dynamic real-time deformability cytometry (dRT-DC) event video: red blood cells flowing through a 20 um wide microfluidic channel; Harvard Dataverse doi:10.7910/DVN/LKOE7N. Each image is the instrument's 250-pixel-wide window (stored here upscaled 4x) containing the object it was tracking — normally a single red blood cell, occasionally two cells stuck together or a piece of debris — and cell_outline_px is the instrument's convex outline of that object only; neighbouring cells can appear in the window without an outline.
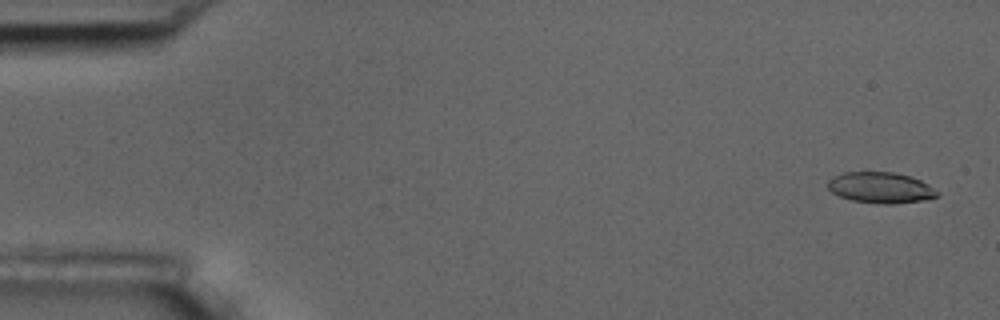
{"species": "common noctule bat (a hibernating species)", "species_latin": "Nyctalus noctula", "temperature_condition": "room temperature", "stored_images_in_passage": 55, "camera_frame_rate_fps": 3000, "um_per_image_px": 0.085, "animal": {"sex": "male", "body_mass_g": 17.5, "forearm_length_mm": 52.3}, "frame": {"image": 1, "passage_image": 1, "time_ms": 0.0, "image_size_px": [1000, 320], "cell_outline_px": [[940, 192], [936, 196], [924, 200], [892, 204], [884, 204], [852, 200], [840, 196], [832, 192], [828, 188], [828, 180], [832, 176], [844, 172], [896, 172], [920, 180], [928, 184]], "centroid_in_image_um": [74.84, 15.94], "position_along_channel_um": 10.2, "area_um2": 19.65}}
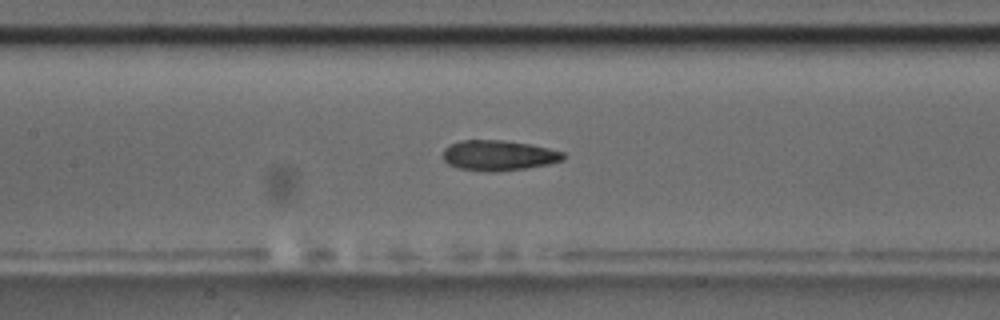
{"frame": {"image": 2, "passage_image": 25, "time_ms": 8.0, "image_size_px": [1000, 320], "cell_outline_px": [[564, 160], [548, 164], [524, 168], [492, 172], [488, 172], [460, 168], [448, 164], [444, 160], [444, 148], [448, 144], [460, 140], [504, 140], [528, 144], [548, 148], [564, 152]], "centroid_in_image_um": [42.36, 13.2], "position_along_channel_um": 165.0, "area_um2": 21.15}}
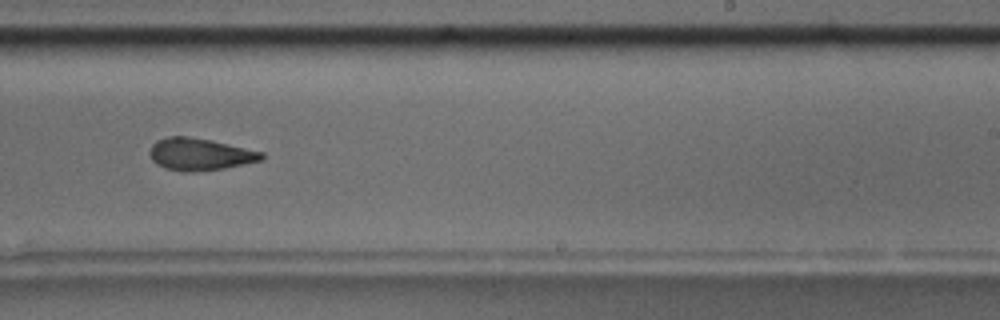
{"frame": {"image": 3, "passage_image": 34, "time_ms": 11.0, "image_size_px": [1000, 320], "cell_outline_px": [[264, 160], [224, 168], [192, 172], [184, 172], [164, 168], [156, 164], [152, 160], [148, 152], [152, 144], [156, 140], [168, 136], [188, 136], [212, 140], [264, 152]], "centroid_in_image_um": [16.97, 13.11], "position_along_channel_um": 272.0, "area_um2": 21.21}, "authors_computed_cell_mechanics": {"area_um2": 21.1548, "velocity_mm_per_s": 3.5801, "shape_relaxation_time_tau1_ms": 6.0494, "shape_relaxation_time_tau2_ms": 2.325, "deformation_change_tau1": 0.139, "deformation_change_tau2": 0.0804}}